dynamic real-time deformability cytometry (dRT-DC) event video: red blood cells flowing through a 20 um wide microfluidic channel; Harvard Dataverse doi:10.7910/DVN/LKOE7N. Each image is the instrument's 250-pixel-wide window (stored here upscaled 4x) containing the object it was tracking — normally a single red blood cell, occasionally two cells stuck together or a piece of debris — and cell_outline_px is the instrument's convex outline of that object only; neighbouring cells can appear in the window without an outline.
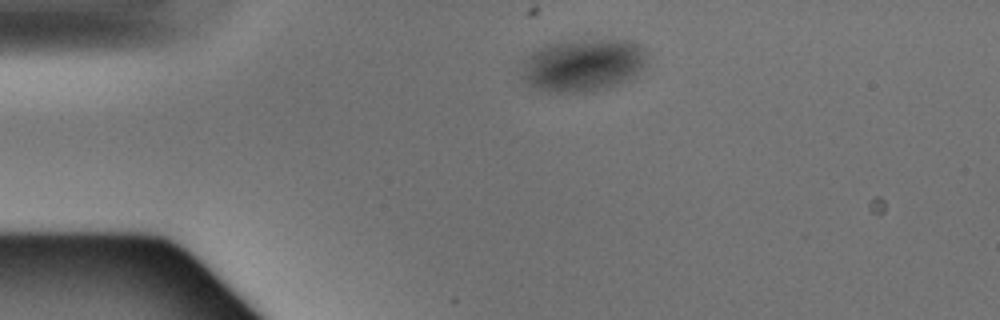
{"species": "Egyptian fruit bat (a non-hibernating species)", "species_latin": "Rousettus aegyptiacus", "temperature_condition": "warm", "stored_images_in_passage": 2, "camera_frame_rate_fps": 3000, "um_per_image_px": 0.085, "animal": {"sex": "male"}, "frame": {"image": 1, "passage_image": 1, "time_ms": 0.0, "image_size_px": [1000, 320], "cell_outline_px": [[648, 60], [644, 68], [636, 76], [620, 84], [608, 88], [592, 92], [548, 92], [536, 88], [520, 80], [520, 76], [524, 64], [528, 56], [548, 44], [564, 40], [628, 40], [644, 48], [648, 52]], "centroid_in_image_um": [49.6, 5.55], "position_along_channel_um": 35.4, "area_um2": 39.02}}